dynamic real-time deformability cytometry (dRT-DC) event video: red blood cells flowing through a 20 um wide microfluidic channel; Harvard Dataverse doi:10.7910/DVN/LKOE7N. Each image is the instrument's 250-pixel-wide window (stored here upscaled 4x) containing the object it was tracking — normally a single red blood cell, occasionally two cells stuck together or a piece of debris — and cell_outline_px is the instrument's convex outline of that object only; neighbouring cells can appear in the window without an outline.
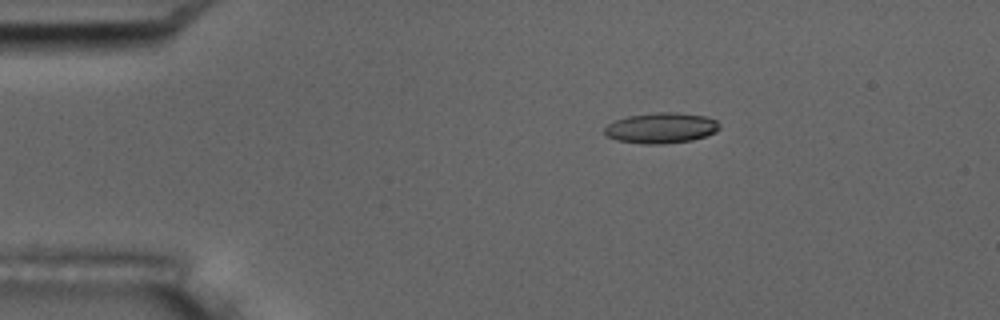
{"species": "common noctule bat (a hibernating species)", "species_latin": "Nyctalus noctula", "temperature_condition": "room temperature", "stored_images_in_passage": 47, "camera_frame_rate_fps": 3000, "um_per_image_px": 0.085, "animal": {"sex": "male", "body_mass_g": 17.5, "forearm_length_mm": 52.3}, "frame": {"image": 1, "passage_image": 1, "time_ms": 0.0, "image_size_px": [1000, 320], "cell_outline_px": [[720, 128], [716, 132], [692, 140], [664, 144], [644, 144], [616, 140], [604, 136], [604, 128], [608, 124], [616, 120], [628, 116], [656, 112], [676, 112], [708, 116], [716, 120], [720, 124]], "centroid_in_image_um": [56.2, 10.87], "position_along_channel_um": 28.8, "area_um2": 20.69}}
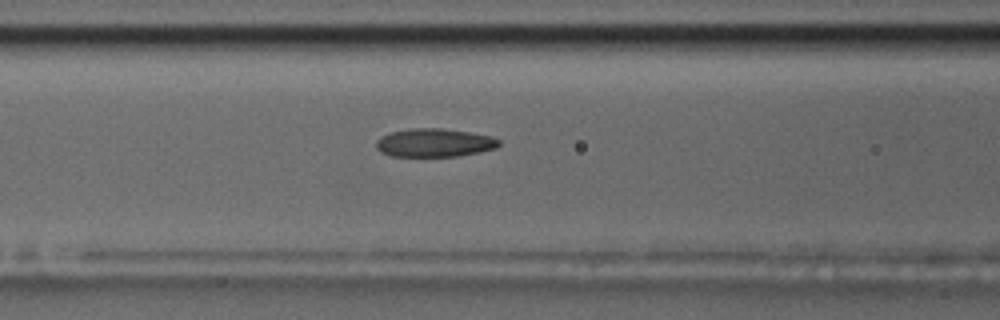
{"frame": {"image": 2, "passage_image": 14, "time_ms": 4.333, "image_size_px": [1000, 320], "cell_outline_px": [[500, 144], [496, 148], [480, 152], [456, 156], [392, 156], [380, 152], [376, 148], [376, 140], [380, 136], [388, 132], [408, 128], [440, 128], [468, 132], [492, 136], [500, 140]], "centroid_in_image_um": [36.89, 12.12], "position_along_channel_um": 129.7, "area_um2": 20.46}}
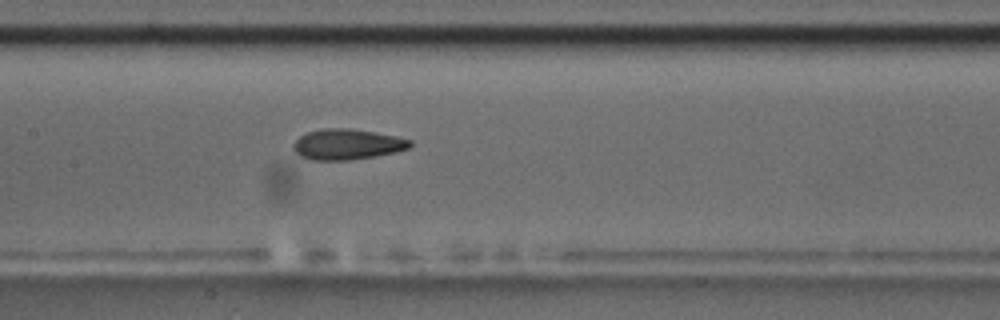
{"frame": {"image": 3, "passage_image": 18, "time_ms": 5.667, "image_size_px": [1000, 320], "cell_outline_px": [[412, 144], [408, 148], [396, 152], [348, 160], [312, 160], [300, 156], [292, 148], [292, 144], [300, 136], [308, 132], [324, 128], [348, 128], [396, 136], [412, 140]], "centroid_in_image_um": [29.48, 12.27], "position_along_channel_um": 177.9, "area_um2": 20.63}, "authors_computed_cell_mechanics": {"area_um2": 20.7502, "velocity_mm_per_s": 3.6279, "shape_relaxation_time_tau1_ms": 5.683, "shape_relaxation_time_tau2_ms": 1.9725, "deformation_change_tau1": 0.1753, "deformation_change_tau2": 0.0988}}